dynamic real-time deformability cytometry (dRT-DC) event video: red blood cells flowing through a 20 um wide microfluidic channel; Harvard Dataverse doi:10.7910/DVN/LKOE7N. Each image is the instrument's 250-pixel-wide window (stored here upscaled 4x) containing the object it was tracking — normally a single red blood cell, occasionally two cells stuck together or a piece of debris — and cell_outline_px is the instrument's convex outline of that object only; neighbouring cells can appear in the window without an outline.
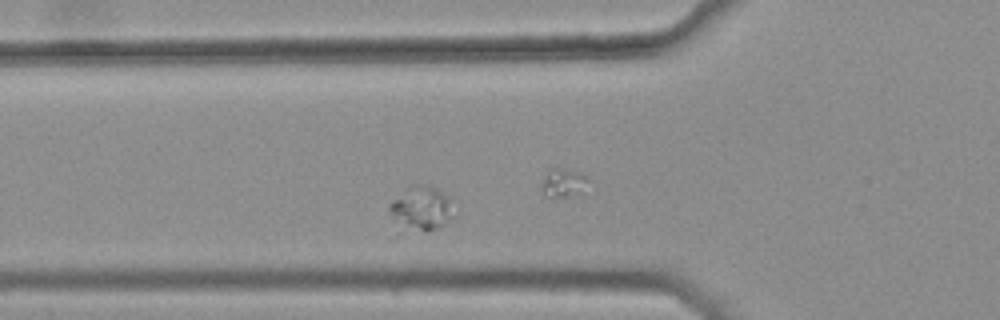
{"species": "common noctule bat (a hibernating species)", "species_latin": "Nyctalus noctula", "temperature_condition": "warm", "stored_images_in_passage": 38, "segment_of_instrument_passage": [1, 2], "camera_frame_rate_fps": 3000, "um_per_image_px": 0.085, "animal": {"sex": "female", "body_mass_g": 25.1}, "frame": {"image": 1, "passage_image": 12, "time_ms": 3.667, "image_size_px": [1000, 320], "cell_outline_px": [[452, 216], [444, 224], [432, 228], [420, 228], [392, 216], [388, 212], [388, 204], [392, 200], [412, 184], [428, 184], [436, 188], [448, 200]], "centroid_in_image_um": [35.79, 17.57], "position_along_channel_um": 90.0, "area_um2": 14.74}}
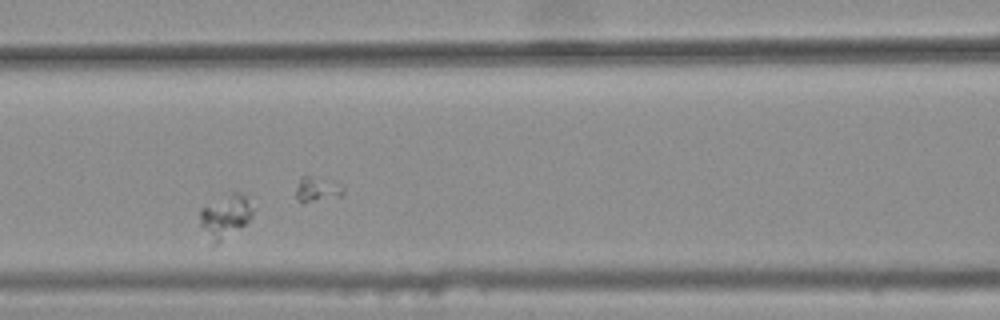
{"frame": {"image": 2, "passage_image": 17, "time_ms": 5.333, "image_size_px": [1000, 320], "cell_outline_px": [[256, 208], [252, 216], [244, 224], [212, 248], [200, 224], [200, 208], [232, 192], [240, 192]], "centroid_in_image_um": [19.14, 18.41], "position_along_channel_um": 147.5, "area_um2": 13.41}}